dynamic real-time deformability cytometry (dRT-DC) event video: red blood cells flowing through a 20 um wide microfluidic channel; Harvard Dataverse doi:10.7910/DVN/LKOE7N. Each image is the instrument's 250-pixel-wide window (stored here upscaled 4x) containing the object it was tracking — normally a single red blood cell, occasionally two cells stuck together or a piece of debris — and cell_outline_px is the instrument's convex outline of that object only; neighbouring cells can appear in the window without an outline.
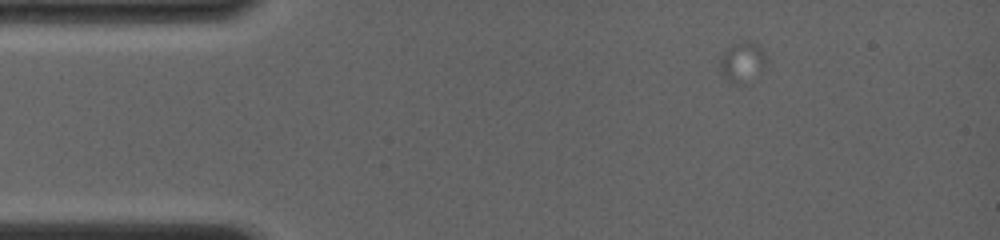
{"species": "common noctule bat (a hibernating species)", "species_latin": "Nyctalus noctula", "temperature_condition": "room temperature", "stored_images_in_passage": 6, "camera_frame_rate_fps": 4000, "um_per_image_px": 0.085, "animal": {"sex": "female", "body_mass_g": 19.0, "forearm_length_mm": 56.7}, "frame": {"image": 1, "passage_image": 1, "time_ms": 0.0, "image_size_px": [1000, 240], "cell_outline_px": [[768, 60], [764, 64], [736, 84], [732, 84], [720, 72], [720, 56], [732, 44], [740, 40], [752, 40], [760, 44]], "centroid_in_image_um": [63.05, 5.12], "position_along_channel_um": 22.0, "area_um2": 10.29}}